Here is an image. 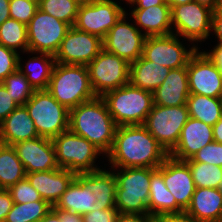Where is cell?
<instances>
[{"mask_svg":"<svg viewBox=\"0 0 222 222\" xmlns=\"http://www.w3.org/2000/svg\"><path fill=\"white\" fill-rule=\"evenodd\" d=\"M211 30H214L213 32L219 40L218 43H222V7L212 13Z\"/></svg>","mask_w":222,"mask_h":222,"instance_id":"44","label":"cell"},{"mask_svg":"<svg viewBox=\"0 0 222 222\" xmlns=\"http://www.w3.org/2000/svg\"><path fill=\"white\" fill-rule=\"evenodd\" d=\"M3 145L2 139H1V126H0V147Z\"/></svg>","mask_w":222,"mask_h":222,"instance_id":"55","label":"cell"},{"mask_svg":"<svg viewBox=\"0 0 222 222\" xmlns=\"http://www.w3.org/2000/svg\"><path fill=\"white\" fill-rule=\"evenodd\" d=\"M1 83L6 87L11 99L18 105H25L35 91L19 69L8 75Z\"/></svg>","mask_w":222,"mask_h":222,"instance_id":"35","label":"cell"},{"mask_svg":"<svg viewBox=\"0 0 222 222\" xmlns=\"http://www.w3.org/2000/svg\"><path fill=\"white\" fill-rule=\"evenodd\" d=\"M52 142L59 168L76 174L100 169L94 163L102 152L80 135L67 130L53 138Z\"/></svg>","mask_w":222,"mask_h":222,"instance_id":"8","label":"cell"},{"mask_svg":"<svg viewBox=\"0 0 222 222\" xmlns=\"http://www.w3.org/2000/svg\"><path fill=\"white\" fill-rule=\"evenodd\" d=\"M52 207L47 201L14 203L4 222H39Z\"/></svg>","mask_w":222,"mask_h":222,"instance_id":"32","label":"cell"},{"mask_svg":"<svg viewBox=\"0 0 222 222\" xmlns=\"http://www.w3.org/2000/svg\"><path fill=\"white\" fill-rule=\"evenodd\" d=\"M149 194V215L156 217L162 214L184 212L176 203L173 194L165 186L163 179V163L158 168H151Z\"/></svg>","mask_w":222,"mask_h":222,"instance_id":"26","label":"cell"},{"mask_svg":"<svg viewBox=\"0 0 222 222\" xmlns=\"http://www.w3.org/2000/svg\"><path fill=\"white\" fill-rule=\"evenodd\" d=\"M116 128L101 96L69 110V130L87 139L105 155L112 149Z\"/></svg>","mask_w":222,"mask_h":222,"instance_id":"3","label":"cell"},{"mask_svg":"<svg viewBox=\"0 0 222 222\" xmlns=\"http://www.w3.org/2000/svg\"><path fill=\"white\" fill-rule=\"evenodd\" d=\"M116 222H154V218L150 215L120 213Z\"/></svg>","mask_w":222,"mask_h":222,"instance_id":"45","label":"cell"},{"mask_svg":"<svg viewBox=\"0 0 222 222\" xmlns=\"http://www.w3.org/2000/svg\"><path fill=\"white\" fill-rule=\"evenodd\" d=\"M38 8L56 19L74 26L79 4L73 0H38Z\"/></svg>","mask_w":222,"mask_h":222,"instance_id":"34","label":"cell"},{"mask_svg":"<svg viewBox=\"0 0 222 222\" xmlns=\"http://www.w3.org/2000/svg\"><path fill=\"white\" fill-rule=\"evenodd\" d=\"M0 45L15 51L21 48L23 53H28L27 25L12 18L4 21L0 25Z\"/></svg>","mask_w":222,"mask_h":222,"instance_id":"31","label":"cell"},{"mask_svg":"<svg viewBox=\"0 0 222 222\" xmlns=\"http://www.w3.org/2000/svg\"><path fill=\"white\" fill-rule=\"evenodd\" d=\"M131 16L136 26L142 27L145 36H166L174 34L171 23V7L169 5L151 6L147 9H134Z\"/></svg>","mask_w":222,"mask_h":222,"instance_id":"24","label":"cell"},{"mask_svg":"<svg viewBox=\"0 0 222 222\" xmlns=\"http://www.w3.org/2000/svg\"><path fill=\"white\" fill-rule=\"evenodd\" d=\"M117 126L143 125L154 105L153 93L130 83L101 96Z\"/></svg>","mask_w":222,"mask_h":222,"instance_id":"5","label":"cell"},{"mask_svg":"<svg viewBox=\"0 0 222 222\" xmlns=\"http://www.w3.org/2000/svg\"><path fill=\"white\" fill-rule=\"evenodd\" d=\"M186 163L189 165L196 188H220L222 167L202 162Z\"/></svg>","mask_w":222,"mask_h":222,"instance_id":"33","label":"cell"},{"mask_svg":"<svg viewBox=\"0 0 222 222\" xmlns=\"http://www.w3.org/2000/svg\"><path fill=\"white\" fill-rule=\"evenodd\" d=\"M24 106L40 137L53 139L69 130V110L47 90H35Z\"/></svg>","mask_w":222,"mask_h":222,"instance_id":"7","label":"cell"},{"mask_svg":"<svg viewBox=\"0 0 222 222\" xmlns=\"http://www.w3.org/2000/svg\"><path fill=\"white\" fill-rule=\"evenodd\" d=\"M14 202L7 189L0 188V222H4Z\"/></svg>","mask_w":222,"mask_h":222,"instance_id":"42","label":"cell"},{"mask_svg":"<svg viewBox=\"0 0 222 222\" xmlns=\"http://www.w3.org/2000/svg\"><path fill=\"white\" fill-rule=\"evenodd\" d=\"M73 1H75L79 5H85V4L91 3L94 0H73Z\"/></svg>","mask_w":222,"mask_h":222,"instance_id":"54","label":"cell"},{"mask_svg":"<svg viewBox=\"0 0 222 222\" xmlns=\"http://www.w3.org/2000/svg\"><path fill=\"white\" fill-rule=\"evenodd\" d=\"M163 179L177 205L186 211L196 189L189 165L168 156L163 162Z\"/></svg>","mask_w":222,"mask_h":222,"instance_id":"19","label":"cell"},{"mask_svg":"<svg viewBox=\"0 0 222 222\" xmlns=\"http://www.w3.org/2000/svg\"><path fill=\"white\" fill-rule=\"evenodd\" d=\"M219 7H222V0H219Z\"/></svg>","mask_w":222,"mask_h":222,"instance_id":"56","label":"cell"},{"mask_svg":"<svg viewBox=\"0 0 222 222\" xmlns=\"http://www.w3.org/2000/svg\"><path fill=\"white\" fill-rule=\"evenodd\" d=\"M9 1L10 0H0V25L11 18L9 13Z\"/></svg>","mask_w":222,"mask_h":222,"instance_id":"49","label":"cell"},{"mask_svg":"<svg viewBox=\"0 0 222 222\" xmlns=\"http://www.w3.org/2000/svg\"><path fill=\"white\" fill-rule=\"evenodd\" d=\"M190 95L187 66L171 69L154 92V104L165 107L186 105Z\"/></svg>","mask_w":222,"mask_h":222,"instance_id":"22","label":"cell"},{"mask_svg":"<svg viewBox=\"0 0 222 222\" xmlns=\"http://www.w3.org/2000/svg\"><path fill=\"white\" fill-rule=\"evenodd\" d=\"M38 9V0L9 1L10 17L25 25L30 22Z\"/></svg>","mask_w":222,"mask_h":222,"instance_id":"36","label":"cell"},{"mask_svg":"<svg viewBox=\"0 0 222 222\" xmlns=\"http://www.w3.org/2000/svg\"><path fill=\"white\" fill-rule=\"evenodd\" d=\"M171 69L142 56L130 64L129 83L143 90L154 92L165 80Z\"/></svg>","mask_w":222,"mask_h":222,"instance_id":"27","label":"cell"},{"mask_svg":"<svg viewBox=\"0 0 222 222\" xmlns=\"http://www.w3.org/2000/svg\"><path fill=\"white\" fill-rule=\"evenodd\" d=\"M90 83L96 96L129 83L130 64L102 49L87 65Z\"/></svg>","mask_w":222,"mask_h":222,"instance_id":"10","label":"cell"},{"mask_svg":"<svg viewBox=\"0 0 222 222\" xmlns=\"http://www.w3.org/2000/svg\"><path fill=\"white\" fill-rule=\"evenodd\" d=\"M206 53L215 62L222 74V43H218L211 52Z\"/></svg>","mask_w":222,"mask_h":222,"instance_id":"48","label":"cell"},{"mask_svg":"<svg viewBox=\"0 0 222 222\" xmlns=\"http://www.w3.org/2000/svg\"><path fill=\"white\" fill-rule=\"evenodd\" d=\"M19 52L0 45V82L18 69Z\"/></svg>","mask_w":222,"mask_h":222,"instance_id":"39","label":"cell"},{"mask_svg":"<svg viewBox=\"0 0 222 222\" xmlns=\"http://www.w3.org/2000/svg\"><path fill=\"white\" fill-rule=\"evenodd\" d=\"M26 171L15 149L3 144L0 147V188L8 189L26 178Z\"/></svg>","mask_w":222,"mask_h":222,"instance_id":"30","label":"cell"},{"mask_svg":"<svg viewBox=\"0 0 222 222\" xmlns=\"http://www.w3.org/2000/svg\"><path fill=\"white\" fill-rule=\"evenodd\" d=\"M70 25L38 9L27 24L29 53H49L55 56Z\"/></svg>","mask_w":222,"mask_h":222,"instance_id":"11","label":"cell"},{"mask_svg":"<svg viewBox=\"0 0 222 222\" xmlns=\"http://www.w3.org/2000/svg\"><path fill=\"white\" fill-rule=\"evenodd\" d=\"M185 162H202L222 167V143L211 142Z\"/></svg>","mask_w":222,"mask_h":222,"instance_id":"38","label":"cell"},{"mask_svg":"<svg viewBox=\"0 0 222 222\" xmlns=\"http://www.w3.org/2000/svg\"><path fill=\"white\" fill-rule=\"evenodd\" d=\"M115 207L122 214L149 215L151 168H120L115 173Z\"/></svg>","mask_w":222,"mask_h":222,"instance_id":"6","label":"cell"},{"mask_svg":"<svg viewBox=\"0 0 222 222\" xmlns=\"http://www.w3.org/2000/svg\"><path fill=\"white\" fill-rule=\"evenodd\" d=\"M166 2L172 8L173 6H178L193 2V0H166Z\"/></svg>","mask_w":222,"mask_h":222,"instance_id":"53","label":"cell"},{"mask_svg":"<svg viewBox=\"0 0 222 222\" xmlns=\"http://www.w3.org/2000/svg\"><path fill=\"white\" fill-rule=\"evenodd\" d=\"M189 118L187 105L165 107L154 104L143 126L169 153L177 145Z\"/></svg>","mask_w":222,"mask_h":222,"instance_id":"9","label":"cell"},{"mask_svg":"<svg viewBox=\"0 0 222 222\" xmlns=\"http://www.w3.org/2000/svg\"><path fill=\"white\" fill-rule=\"evenodd\" d=\"M47 91L68 110L96 97L84 65L55 63Z\"/></svg>","mask_w":222,"mask_h":222,"instance_id":"4","label":"cell"},{"mask_svg":"<svg viewBox=\"0 0 222 222\" xmlns=\"http://www.w3.org/2000/svg\"><path fill=\"white\" fill-rule=\"evenodd\" d=\"M19 105L11 99L6 87L0 82V124L10 115Z\"/></svg>","mask_w":222,"mask_h":222,"instance_id":"41","label":"cell"},{"mask_svg":"<svg viewBox=\"0 0 222 222\" xmlns=\"http://www.w3.org/2000/svg\"><path fill=\"white\" fill-rule=\"evenodd\" d=\"M187 50L178 39V35L147 36L142 57L170 69L185 67L191 56L197 51L194 46Z\"/></svg>","mask_w":222,"mask_h":222,"instance_id":"16","label":"cell"},{"mask_svg":"<svg viewBox=\"0 0 222 222\" xmlns=\"http://www.w3.org/2000/svg\"><path fill=\"white\" fill-rule=\"evenodd\" d=\"M189 116L214 126L222 117L221 98L190 94L187 98Z\"/></svg>","mask_w":222,"mask_h":222,"instance_id":"29","label":"cell"},{"mask_svg":"<svg viewBox=\"0 0 222 222\" xmlns=\"http://www.w3.org/2000/svg\"><path fill=\"white\" fill-rule=\"evenodd\" d=\"M124 13L127 12L115 1L94 0L79 5L74 27L103 39Z\"/></svg>","mask_w":222,"mask_h":222,"instance_id":"13","label":"cell"},{"mask_svg":"<svg viewBox=\"0 0 222 222\" xmlns=\"http://www.w3.org/2000/svg\"><path fill=\"white\" fill-rule=\"evenodd\" d=\"M222 192V180H221V183H220V188H219Z\"/></svg>","mask_w":222,"mask_h":222,"instance_id":"57","label":"cell"},{"mask_svg":"<svg viewBox=\"0 0 222 222\" xmlns=\"http://www.w3.org/2000/svg\"><path fill=\"white\" fill-rule=\"evenodd\" d=\"M126 15L128 14L124 13L107 32L102 39V45L106 52L115 54L131 64L142 56L146 36L135 24L126 22Z\"/></svg>","mask_w":222,"mask_h":222,"instance_id":"14","label":"cell"},{"mask_svg":"<svg viewBox=\"0 0 222 222\" xmlns=\"http://www.w3.org/2000/svg\"><path fill=\"white\" fill-rule=\"evenodd\" d=\"M12 147L24 165L26 173L58 169L52 139L35 137L18 142Z\"/></svg>","mask_w":222,"mask_h":222,"instance_id":"18","label":"cell"},{"mask_svg":"<svg viewBox=\"0 0 222 222\" xmlns=\"http://www.w3.org/2000/svg\"><path fill=\"white\" fill-rule=\"evenodd\" d=\"M102 49V39L99 36L71 26L55 54V62L87 66Z\"/></svg>","mask_w":222,"mask_h":222,"instance_id":"15","label":"cell"},{"mask_svg":"<svg viewBox=\"0 0 222 222\" xmlns=\"http://www.w3.org/2000/svg\"><path fill=\"white\" fill-rule=\"evenodd\" d=\"M193 1L209 8L212 11H215L219 8V0H193Z\"/></svg>","mask_w":222,"mask_h":222,"instance_id":"52","label":"cell"},{"mask_svg":"<svg viewBox=\"0 0 222 222\" xmlns=\"http://www.w3.org/2000/svg\"><path fill=\"white\" fill-rule=\"evenodd\" d=\"M120 212L116 207L91 211L83 215V222H116Z\"/></svg>","mask_w":222,"mask_h":222,"instance_id":"40","label":"cell"},{"mask_svg":"<svg viewBox=\"0 0 222 222\" xmlns=\"http://www.w3.org/2000/svg\"><path fill=\"white\" fill-rule=\"evenodd\" d=\"M213 11L197 2H190L171 8V23L176 35L189 41H205L210 36Z\"/></svg>","mask_w":222,"mask_h":222,"instance_id":"12","label":"cell"},{"mask_svg":"<svg viewBox=\"0 0 222 222\" xmlns=\"http://www.w3.org/2000/svg\"><path fill=\"white\" fill-rule=\"evenodd\" d=\"M59 219L61 222H83V215L59 209Z\"/></svg>","mask_w":222,"mask_h":222,"instance_id":"46","label":"cell"},{"mask_svg":"<svg viewBox=\"0 0 222 222\" xmlns=\"http://www.w3.org/2000/svg\"><path fill=\"white\" fill-rule=\"evenodd\" d=\"M39 222H61L59 219V209L53 206Z\"/></svg>","mask_w":222,"mask_h":222,"instance_id":"50","label":"cell"},{"mask_svg":"<svg viewBox=\"0 0 222 222\" xmlns=\"http://www.w3.org/2000/svg\"><path fill=\"white\" fill-rule=\"evenodd\" d=\"M198 51L197 49L187 64L189 92L190 94L221 98V71L205 51Z\"/></svg>","mask_w":222,"mask_h":222,"instance_id":"17","label":"cell"},{"mask_svg":"<svg viewBox=\"0 0 222 222\" xmlns=\"http://www.w3.org/2000/svg\"><path fill=\"white\" fill-rule=\"evenodd\" d=\"M7 190L10 192L14 203L22 204L33 201H46L41 198L39 192L32 187L27 178L18 181Z\"/></svg>","mask_w":222,"mask_h":222,"instance_id":"37","label":"cell"},{"mask_svg":"<svg viewBox=\"0 0 222 222\" xmlns=\"http://www.w3.org/2000/svg\"><path fill=\"white\" fill-rule=\"evenodd\" d=\"M41 56L32 57L22 68L20 54L18 56V69L26 76L35 90H47L51 74L55 65V56L49 53H39Z\"/></svg>","mask_w":222,"mask_h":222,"instance_id":"28","label":"cell"},{"mask_svg":"<svg viewBox=\"0 0 222 222\" xmlns=\"http://www.w3.org/2000/svg\"><path fill=\"white\" fill-rule=\"evenodd\" d=\"M168 156L143 125L117 126L112 149L106 155L115 172L114 167L158 168Z\"/></svg>","mask_w":222,"mask_h":222,"instance_id":"2","label":"cell"},{"mask_svg":"<svg viewBox=\"0 0 222 222\" xmlns=\"http://www.w3.org/2000/svg\"><path fill=\"white\" fill-rule=\"evenodd\" d=\"M213 135H214V141L215 142L222 143V117L213 126Z\"/></svg>","mask_w":222,"mask_h":222,"instance_id":"51","label":"cell"},{"mask_svg":"<svg viewBox=\"0 0 222 222\" xmlns=\"http://www.w3.org/2000/svg\"><path fill=\"white\" fill-rule=\"evenodd\" d=\"M154 222H198L185 211L182 213L162 214L154 217Z\"/></svg>","mask_w":222,"mask_h":222,"instance_id":"43","label":"cell"},{"mask_svg":"<svg viewBox=\"0 0 222 222\" xmlns=\"http://www.w3.org/2000/svg\"><path fill=\"white\" fill-rule=\"evenodd\" d=\"M116 176L106 170L78 173L56 202V209L84 215L91 211L115 207Z\"/></svg>","mask_w":222,"mask_h":222,"instance_id":"1","label":"cell"},{"mask_svg":"<svg viewBox=\"0 0 222 222\" xmlns=\"http://www.w3.org/2000/svg\"><path fill=\"white\" fill-rule=\"evenodd\" d=\"M198 222H222V192L215 188H196L185 211Z\"/></svg>","mask_w":222,"mask_h":222,"instance_id":"23","label":"cell"},{"mask_svg":"<svg viewBox=\"0 0 222 222\" xmlns=\"http://www.w3.org/2000/svg\"><path fill=\"white\" fill-rule=\"evenodd\" d=\"M129 4H137V7L133 9H147L151 6L168 5L166 0H132Z\"/></svg>","mask_w":222,"mask_h":222,"instance_id":"47","label":"cell"},{"mask_svg":"<svg viewBox=\"0 0 222 222\" xmlns=\"http://www.w3.org/2000/svg\"><path fill=\"white\" fill-rule=\"evenodd\" d=\"M0 126L1 139L5 145L12 146L18 142L39 137L34 121L24 105H19Z\"/></svg>","mask_w":222,"mask_h":222,"instance_id":"25","label":"cell"},{"mask_svg":"<svg viewBox=\"0 0 222 222\" xmlns=\"http://www.w3.org/2000/svg\"><path fill=\"white\" fill-rule=\"evenodd\" d=\"M213 141V126L190 117L183 126L178 143L169 152V156L179 161H187Z\"/></svg>","mask_w":222,"mask_h":222,"instance_id":"20","label":"cell"},{"mask_svg":"<svg viewBox=\"0 0 222 222\" xmlns=\"http://www.w3.org/2000/svg\"><path fill=\"white\" fill-rule=\"evenodd\" d=\"M76 176L75 172L63 168L26 174L32 187L39 192L43 200L52 206L56 204Z\"/></svg>","mask_w":222,"mask_h":222,"instance_id":"21","label":"cell"}]
</instances>
